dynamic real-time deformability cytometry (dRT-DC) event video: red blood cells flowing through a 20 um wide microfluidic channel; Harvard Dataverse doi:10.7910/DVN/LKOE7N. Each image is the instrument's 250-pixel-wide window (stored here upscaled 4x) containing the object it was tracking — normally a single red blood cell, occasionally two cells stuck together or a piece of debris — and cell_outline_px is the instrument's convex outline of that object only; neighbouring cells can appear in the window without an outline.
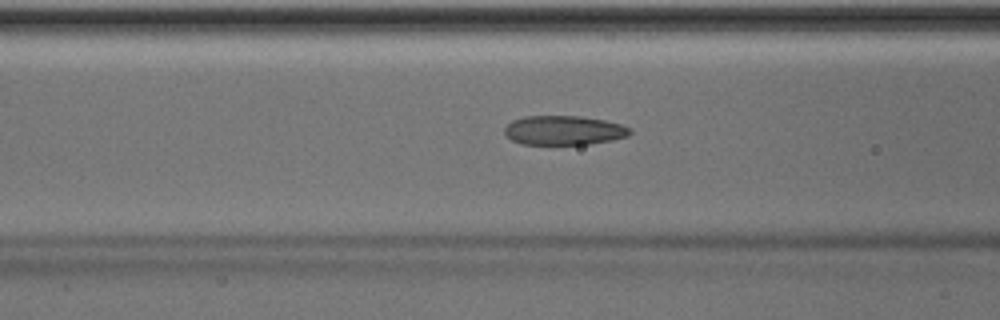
{"species": "Egyptian fruit bat (a non-hibernating species)", "species_latin": "Rousettus aegyptiacus", "temperature_condition": "room temperature", "stored_images_in_passage": 50, "camera_frame_rate_fps": 3000, "um_per_image_px": 0.085, "animal": {"sex": "male"}, "frame": {"image": 1, "passage_image": 20, "time_ms": 6.333, "image_size_px": [1000, 320], "cell_outline_px": [[632, 132], [628, 136], [612, 140], [588, 144], [520, 144], [512, 140], [504, 132], [504, 128], [512, 120], [524, 116], [580, 116], [604, 120], [620, 124], [632, 128]], "centroid_in_image_um": [47.93, 11.07], "position_along_channel_um": 118.7, "area_um2": 21.44}}
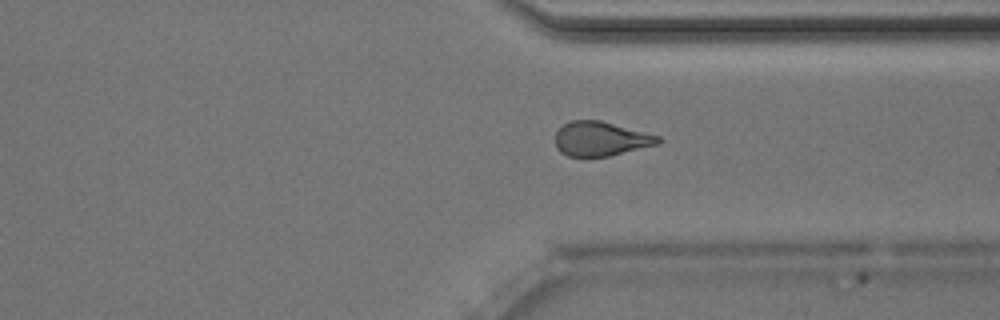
{"frame": {"image": 2, "passage_image": 38, "time_ms": 12.333, "image_size_px": [1000, 320], "cell_outline_px": [[664, 140], [660, 144], [608, 156], [588, 160], [568, 156], [560, 152], [556, 148], [556, 132], [564, 124], [572, 120], [600, 120], [660, 136]], "centroid_in_image_um": [51.06, 11.84], "position_along_channel_um": 360.3, "area_um2": 21.15}}
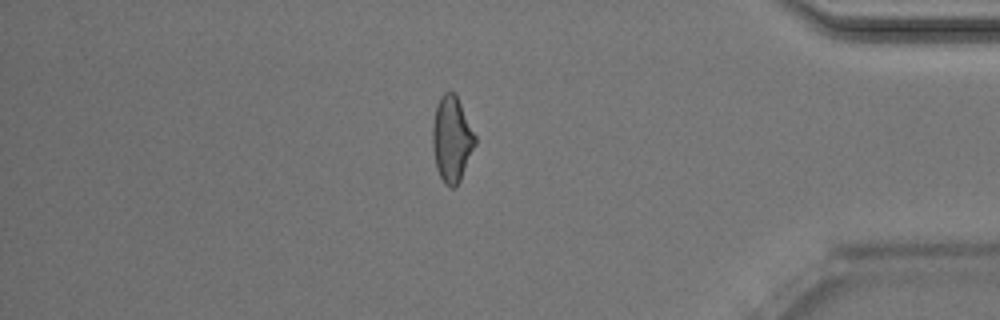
{"frame": {"image": 3, "passage_image": 43, "time_ms": 14.0, "image_size_px": [1000, 320], "cell_outline_px": [[476, 144], [460, 180], [452, 188], [448, 188], [444, 184], [436, 168], [432, 148], [432, 128], [436, 108], [440, 96], [444, 92], [456, 92], [476, 136]], "centroid_in_image_um": [38.4, 11.81], "position_along_channel_um": 396.8, "area_um2": 21.39}, "authors_computed_cell_mechanics": {"area_um2": 21.675, "velocity_mm_per_s": 4.0325, "shape_relaxation_time_tau1_ms": 5.8354, "shape_relaxation_time_tau2_ms": 1.8683, "deformation_change_tau1": 0.1617, "deformation_change_tau2": 0.1011}}